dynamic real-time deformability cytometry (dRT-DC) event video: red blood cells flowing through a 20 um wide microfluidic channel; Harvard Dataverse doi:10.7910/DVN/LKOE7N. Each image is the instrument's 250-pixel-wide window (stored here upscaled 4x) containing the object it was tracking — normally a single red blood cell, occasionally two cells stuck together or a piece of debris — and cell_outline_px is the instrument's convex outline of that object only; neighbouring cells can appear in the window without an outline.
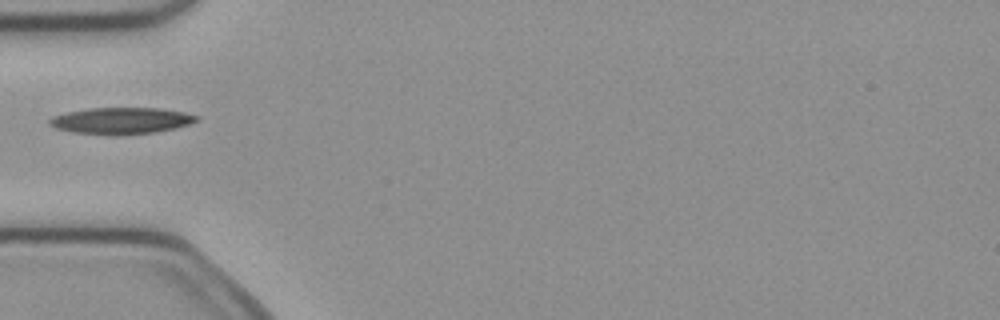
{"species": "common noctule bat (a hibernating species)", "species_latin": "Nyctalus noctula", "temperature_condition": "cold", "stored_images_in_passage": 1, "camera_frame_rate_fps": 3000, "um_per_image_px": 0.085, "animal": {"sex": "female", "body_mass_g": 21.9}, "frame": {"image": 1, "passage_image": 1, "time_ms": 0.0, "image_size_px": [1000, 320], "cell_outline_px": [[200, 120], [176, 128], [156, 132], [116, 136], [72, 132], [56, 128], [48, 124], [48, 120], [52, 116], [68, 112], [88, 108], [160, 108], [184, 112], [200, 116]], "centroid_in_image_um": [10.31, 10.27], "position_along_channel_um": 74.7, "area_um2": 23.0}}